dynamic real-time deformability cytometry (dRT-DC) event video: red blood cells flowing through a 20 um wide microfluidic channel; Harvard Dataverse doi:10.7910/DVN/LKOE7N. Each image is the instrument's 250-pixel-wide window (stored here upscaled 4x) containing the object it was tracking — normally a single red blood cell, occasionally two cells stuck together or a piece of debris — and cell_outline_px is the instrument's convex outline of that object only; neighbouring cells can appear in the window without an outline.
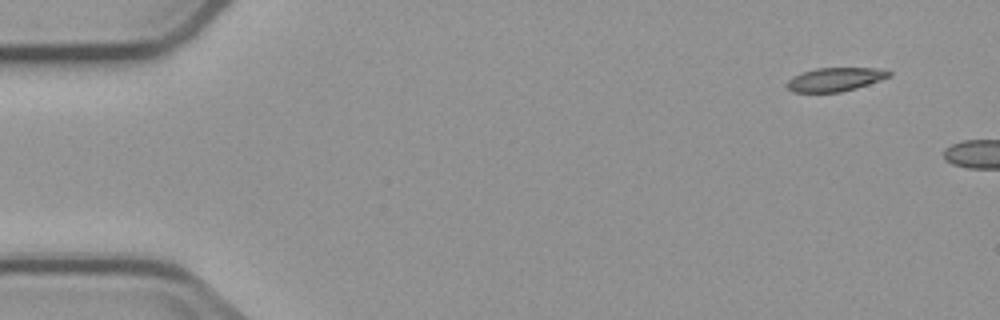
{"species": "common noctule bat (a hibernating species)", "species_latin": "Nyctalus noctula", "temperature_condition": "cold", "stored_images_in_passage": 2, "camera_frame_rate_fps": 3000, "um_per_image_px": 0.085, "animal": {"sex": "male", "body_mass_g": 23.1, "forearm_length_mm": 52.7}, "frame": {"image": 1, "passage_image": 1, "time_ms": 0.0, "image_size_px": [1000, 320], "cell_outline_px": [[892, 76], [856, 88], [840, 92], [792, 92], [784, 84], [792, 76], [816, 68], [876, 68], [892, 72]], "centroid_in_image_um": [70.96, 6.75], "position_along_channel_um": 14.0, "area_um2": 14.05}}